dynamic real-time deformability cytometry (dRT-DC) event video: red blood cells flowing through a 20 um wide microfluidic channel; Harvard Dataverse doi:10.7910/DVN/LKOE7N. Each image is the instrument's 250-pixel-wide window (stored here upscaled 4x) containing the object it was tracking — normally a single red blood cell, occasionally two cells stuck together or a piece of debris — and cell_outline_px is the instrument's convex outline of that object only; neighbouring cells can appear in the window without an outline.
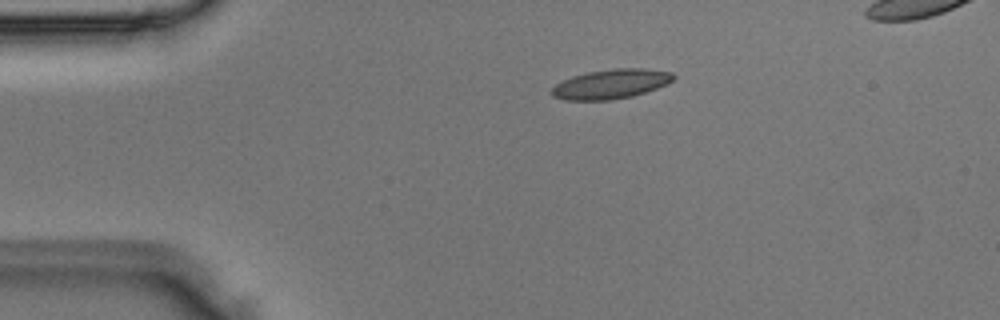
{"species": "Egyptian fruit bat (a non-hibernating species)", "species_latin": "Rousettus aegyptiacus", "temperature_condition": "room temperature", "stored_images_in_passage": 5, "camera_frame_rate_fps": 3000, "um_per_image_px": 0.085, "animal": {"sex": "male"}, "frame": {"image": 1, "passage_image": 3, "time_ms": 0.667, "image_size_px": [1000, 320], "cell_outline_px": [[676, 76], [668, 84], [632, 96], [608, 100], [564, 100], [552, 96], [552, 88], [556, 84], [572, 76], [588, 72], [616, 68], [644, 68], [672, 72]], "centroid_in_image_um": [51.94, 7.13], "position_along_channel_um": 33.1, "area_um2": 20.81}}